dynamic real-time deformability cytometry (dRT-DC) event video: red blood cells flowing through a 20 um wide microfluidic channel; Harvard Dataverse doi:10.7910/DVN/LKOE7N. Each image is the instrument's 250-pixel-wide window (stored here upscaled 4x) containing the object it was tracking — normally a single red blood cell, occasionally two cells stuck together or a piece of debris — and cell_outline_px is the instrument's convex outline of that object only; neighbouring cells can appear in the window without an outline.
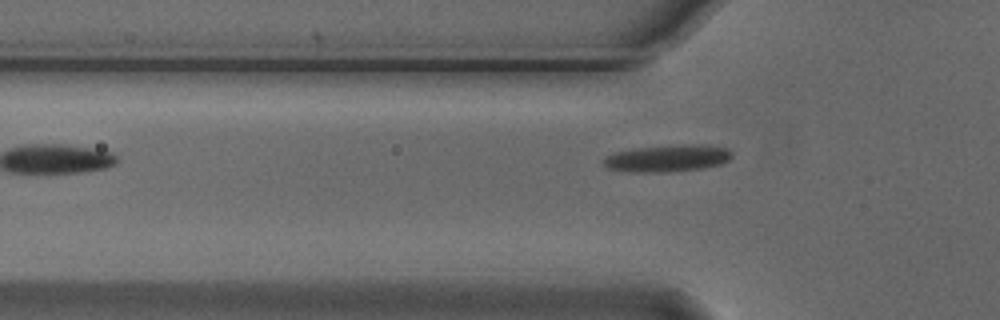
{"species": "Egyptian fruit bat (a non-hibernating species)", "species_latin": "Rousettus aegyptiacus", "temperature_condition": "cold", "stored_images_in_passage": 3, "camera_frame_rate_fps": 3000, "um_per_image_px": 0.085, "animal": {"sex": "male"}, "frame": {"image": 1, "passage_image": 3, "time_ms": 0.667, "image_size_px": [1000, 320], "cell_outline_px": [[732, 156], [728, 160], [720, 164], [704, 168], [668, 172], [636, 172], [608, 168], [604, 164], [604, 160], [612, 152], [640, 148], [680, 144], [704, 144], [728, 148], [732, 152]], "centroid_in_image_um": [56.8, 13.44], "position_along_channel_um": 69.0, "area_um2": 20.11}}